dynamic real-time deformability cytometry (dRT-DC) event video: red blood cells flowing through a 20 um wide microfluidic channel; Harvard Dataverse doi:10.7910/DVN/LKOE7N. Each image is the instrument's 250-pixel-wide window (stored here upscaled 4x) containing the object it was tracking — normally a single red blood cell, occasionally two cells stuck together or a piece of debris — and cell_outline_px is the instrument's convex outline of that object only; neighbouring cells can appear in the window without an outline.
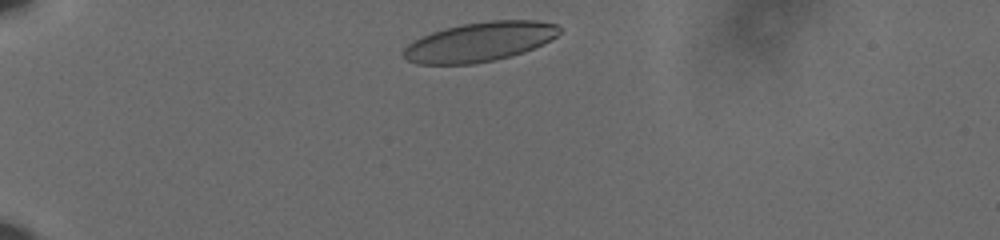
{"species": "human", "species_latin": "Homo sapiens", "temperature_condition": "cold", "stored_images_in_passage": 37, "camera_frame_rate_fps": 3000, "um_per_image_px": 0.085, "donor": {"sex": "male"}, "frame": {"image": 1, "passage_image": 2, "time_ms": 0.333, "image_size_px": [1000, 240], "cell_outline_px": [[560, 32], [556, 36], [544, 44], [524, 52], [512, 56], [496, 60], [472, 64], [416, 64], [408, 60], [404, 56], [404, 48], [408, 44], [432, 32], [464, 24], [488, 20], [536, 20], [556, 24], [560, 28]], "centroid_in_image_um": [40.82, 3.56], "position_along_channel_um": 44.2, "area_um2": 35.6}}
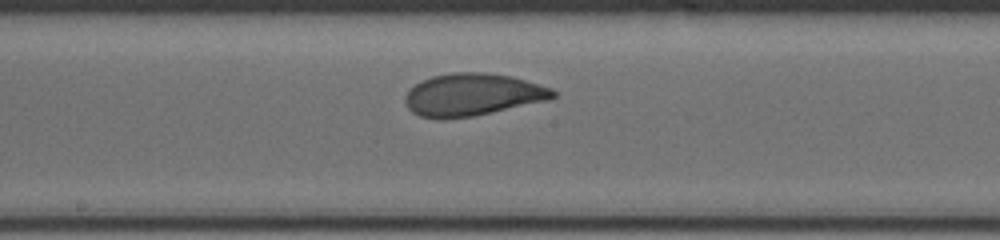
{"frame": {"image": 2, "passage_image": 20, "time_ms": 6.333, "image_size_px": [1000, 240], "cell_outline_px": [[556, 96], [548, 100], [492, 112], [472, 116], [444, 120], [420, 116], [412, 112], [408, 108], [404, 100], [404, 96], [408, 88], [420, 80], [432, 76], [452, 72], [484, 72], [512, 76], [552, 88], [556, 92]], "centroid_in_image_um": [40.11, 8.04], "position_along_channel_um": 208.1, "area_um2": 36.82}}
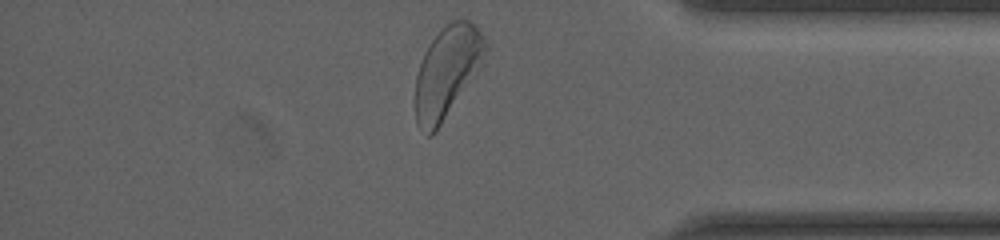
{"frame": {"image": 3, "passage_image": 37, "time_ms": 12.0, "image_size_px": [1000, 240], "cell_outline_px": [[488, 48], [476, 72], [436, 132], [432, 136], [428, 136], [416, 124], [416, 76], [424, 52], [432, 40], [452, 20], [468, 20], [476, 24], [484, 36], [488, 44]], "centroid_in_image_um": [38.0, 6.11], "position_along_channel_um": 397.2, "area_um2": 36.59}, "authors_computed_cell_mechanics": {"area_um2": 36.4718, "velocity_mm_per_s": 3.5857, "shape_relaxation_time_tau1_ms": 3.5222, "shape_relaxation_time_tau2_ms": 0.7329, "deformation_change_tau1": 0.138, "deformation_change_tau2": 0.0628}}